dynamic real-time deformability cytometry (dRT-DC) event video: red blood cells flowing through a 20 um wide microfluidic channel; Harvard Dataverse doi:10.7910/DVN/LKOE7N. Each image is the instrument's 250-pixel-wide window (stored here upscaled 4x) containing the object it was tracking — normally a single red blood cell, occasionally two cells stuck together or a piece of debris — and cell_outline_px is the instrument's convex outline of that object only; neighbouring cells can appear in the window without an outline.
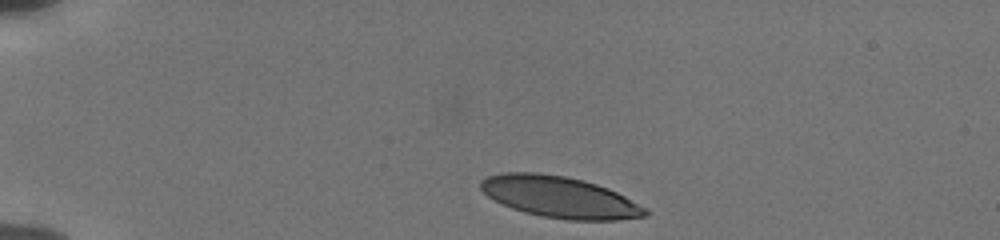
{"species": "human", "species_latin": "Homo sapiens", "temperature_condition": "cold", "stored_images_in_passage": 37, "camera_frame_rate_fps": 3000, "um_per_image_px": 0.085, "donor": {"sex": "male"}, "frame": {"image": 1, "passage_image": 1, "time_ms": 0.0, "image_size_px": [1000, 240], "cell_outline_px": [[652, 212], [648, 216], [616, 220], [568, 220], [540, 216], [524, 212], [512, 208], [488, 196], [480, 188], [480, 180], [488, 176], [500, 172], [540, 172], [564, 176], [596, 184], [608, 188], [648, 208]], "centroid_in_image_um": [47.6, 16.75], "position_along_channel_um": 37.4, "area_um2": 39.77}}
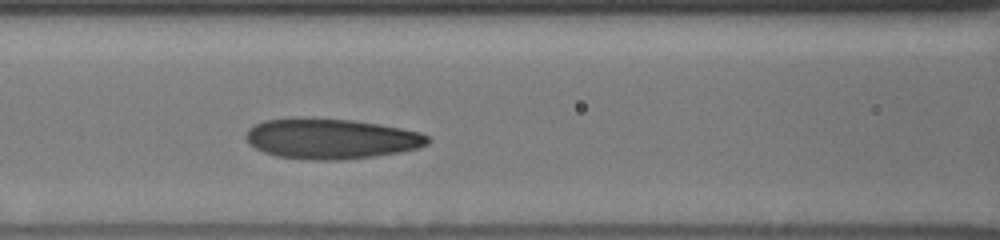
{"frame": {"image": 2, "passage_image": 14, "time_ms": 4.333, "image_size_px": [1000, 240], "cell_outline_px": [[432, 140], [428, 144], [420, 148], [400, 152], [372, 156], [340, 160], [312, 160], [276, 156], [264, 152], [248, 144], [244, 136], [248, 128], [264, 120], [292, 116], [308, 116], [352, 120], [380, 124], [420, 132], [428, 136]], "centroid_in_image_um": [28.1, 11.76], "position_along_channel_um": 138.5, "area_um2": 43.52}}
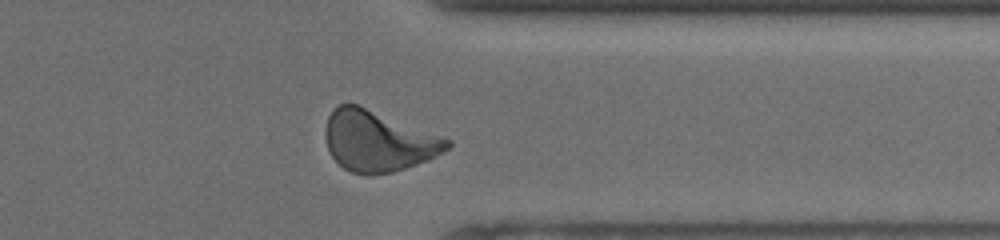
{"frame": {"image": 3, "passage_image": 33, "time_ms": 10.667, "image_size_px": [1000, 240], "cell_outline_px": [[452, 144], [448, 148], [428, 160], [392, 172], [352, 172], [344, 168], [332, 156], [328, 148], [324, 132], [328, 116], [332, 108], [340, 104], [356, 104], [452, 140]], "centroid_in_image_um": [32.12, 11.96], "position_along_channel_um": 379.3, "area_um2": 42.08}, "authors_computed_cell_mechanics": {"area_um2": 41.3848, "velocity_mm_per_s": 3.8273, "shape_relaxation_time_tau1_ms": 4.0958, "shape_relaxation_time_tau2_ms": 1.2923, "deformation_change_tau1": 0.1684, "deformation_change_tau2": 0.0904}}